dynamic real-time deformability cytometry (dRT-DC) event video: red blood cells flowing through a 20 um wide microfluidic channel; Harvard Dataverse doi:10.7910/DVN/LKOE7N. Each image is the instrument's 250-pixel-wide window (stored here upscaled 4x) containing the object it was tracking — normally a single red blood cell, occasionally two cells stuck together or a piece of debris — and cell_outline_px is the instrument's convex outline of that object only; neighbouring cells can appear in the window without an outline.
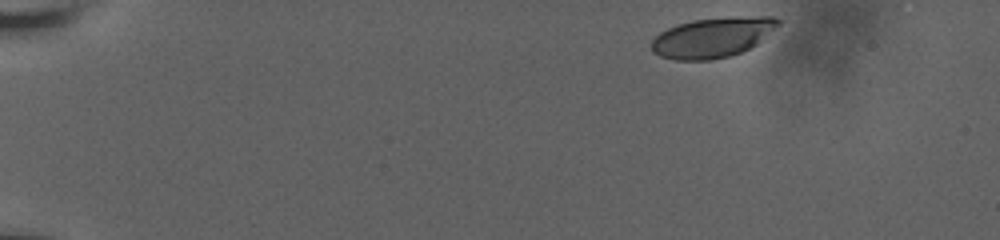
{"species": "human", "species_latin": "Homo sapiens", "temperature_condition": "room temperature", "stored_images_in_passage": 19, "camera_frame_rate_fps": 3000, "um_per_image_px": 0.085, "donor": {"sex": "male"}, "frame": {"image": 1, "passage_image": 1, "time_ms": 0.0, "image_size_px": [1000, 240], "cell_outline_px": [[784, 20], [780, 24], [756, 44], [732, 56], [712, 60], [672, 60], [660, 56], [652, 52], [652, 40], [660, 32], [668, 28], [692, 20], [728, 16], [772, 16]], "centroid_in_image_um": [60.59, 3.17], "position_along_channel_um": 24.4, "area_um2": 29.77}}
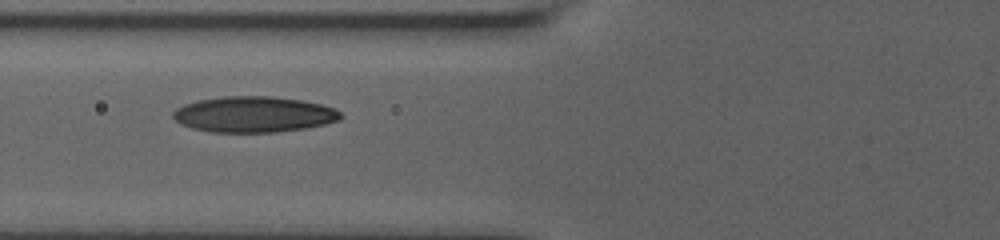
{"frame": {"image": 2, "passage_image": 14, "time_ms": 5.667, "image_size_px": [1000, 240], "cell_outline_px": [[344, 116], [340, 120], [324, 124], [304, 128], [276, 132], [212, 132], [192, 128], [180, 124], [172, 116], [172, 112], [176, 108], [184, 104], [200, 100], [224, 96], [272, 96], [300, 100], [320, 104], [332, 108], [340, 112]], "centroid_in_image_um": [21.55, 9.72], "position_along_channel_um": 104.2, "area_um2": 34.91}}
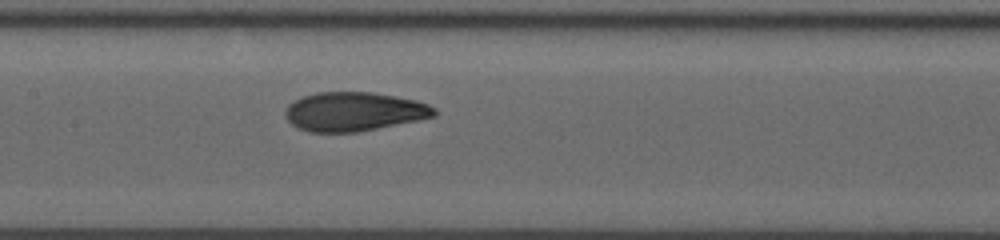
{"frame": {"image": 3, "passage_image": 19, "time_ms": 7.667, "image_size_px": [1000, 240], "cell_outline_px": [[436, 116], [420, 120], [356, 132], [308, 132], [292, 124], [288, 120], [284, 112], [288, 104], [304, 96], [316, 92], [372, 92], [416, 100], [428, 104], [436, 108]], "centroid_in_image_um": [30.11, 9.48], "position_along_channel_um": 177.3, "area_um2": 33.81}}